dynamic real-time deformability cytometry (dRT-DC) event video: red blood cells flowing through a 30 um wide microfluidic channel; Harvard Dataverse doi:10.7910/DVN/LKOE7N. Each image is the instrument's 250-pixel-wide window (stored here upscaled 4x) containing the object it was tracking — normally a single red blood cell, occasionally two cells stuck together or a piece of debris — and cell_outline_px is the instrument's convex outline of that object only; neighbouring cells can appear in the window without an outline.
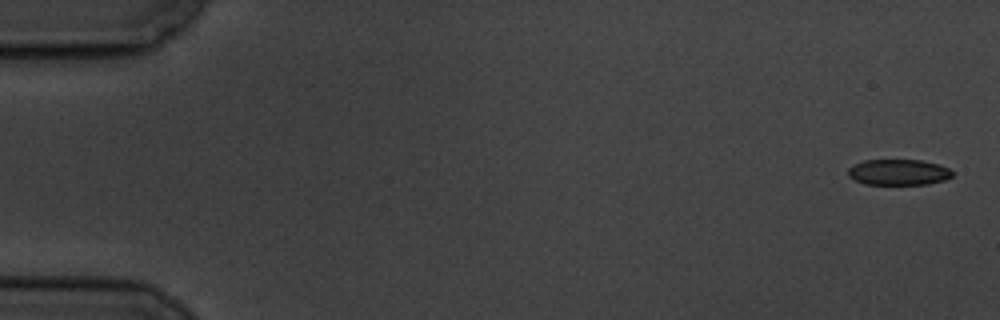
{"species": "common noctule bat (a hibernating species)", "species_latin": "Nyctalus noctula", "temperature_condition": "cold", "stored_images_in_passage": 7, "camera_frame_rate_fps": 3000, "um_per_image_px": 0.085, "animal": {"sex": "male", "body_mass_g": 19.5, "forearm_length_mm": 54.6}, "frame": {"image": 1, "passage_image": 1, "time_ms": 0.0, "image_size_px": [1000, 320], "cell_outline_px": [[952, 176], [944, 180], [928, 184], [864, 184], [848, 176], [848, 168], [852, 164], [864, 160], [920, 160], [940, 164], [948, 168], [952, 172]], "centroid_in_image_um": [76.35, 14.63], "position_along_channel_um": 8.6, "area_um2": 15.72}}
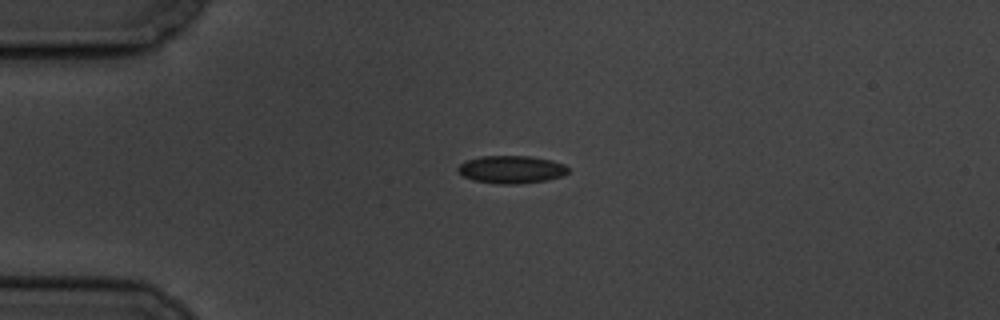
{"frame": {"image": 2, "passage_image": 5, "time_ms": 4.333, "image_size_px": [1000, 320], "cell_outline_px": [[568, 172], [564, 176], [548, 180], [520, 184], [496, 184], [472, 180], [464, 176], [456, 168], [460, 164], [468, 160], [480, 156], [528, 156], [552, 160], [564, 164], [568, 168]], "centroid_in_image_um": [43.49, 14.41], "position_along_channel_um": 41.5, "area_um2": 17.92}}
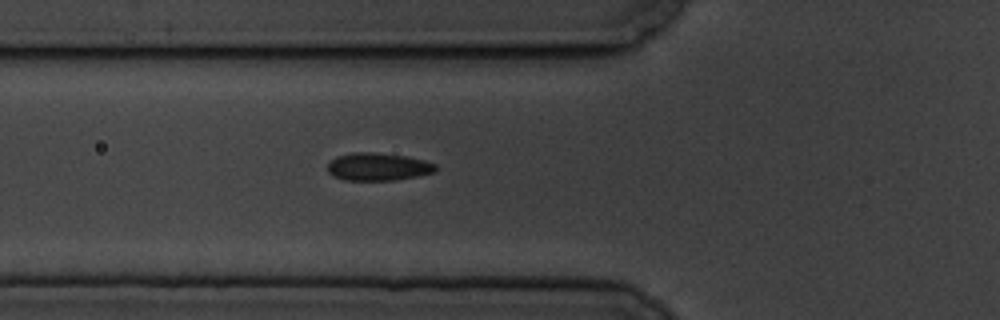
{"frame": {"image": 3, "passage_image": 7, "time_ms": 6.667, "image_size_px": [1000, 320], "cell_outline_px": [[440, 168], [436, 172], [396, 180], [344, 180], [332, 176], [328, 172], [328, 164], [336, 156], [352, 152], [376, 152], [404, 156], [424, 160], [436, 164]], "centroid_in_image_um": [32.15, 14.17], "position_along_channel_um": 93.7, "area_um2": 17.63}}